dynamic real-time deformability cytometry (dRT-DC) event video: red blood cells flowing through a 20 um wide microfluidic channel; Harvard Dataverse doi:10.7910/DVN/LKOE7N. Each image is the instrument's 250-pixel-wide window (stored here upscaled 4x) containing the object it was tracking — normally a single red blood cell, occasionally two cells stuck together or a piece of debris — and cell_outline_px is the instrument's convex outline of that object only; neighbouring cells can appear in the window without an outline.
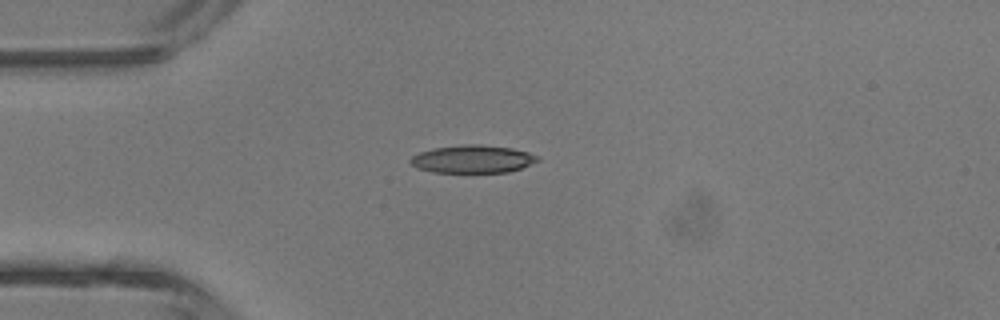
{"species": "common noctule bat (a hibernating species)", "species_latin": "Nyctalus noctula", "temperature_condition": "room temperature", "stored_images_in_passage": 5, "camera_frame_rate_fps": 3000, "um_per_image_px": 0.085, "animal": {"sex": "male", "body_mass_g": 13.3}, "frame": {"image": 1, "passage_image": 4, "time_ms": 3.667, "image_size_px": [1000, 320], "cell_outline_px": [[540, 160], [520, 168], [508, 172], [432, 172], [416, 168], [408, 160], [412, 156], [420, 152], [432, 148], [460, 144], [480, 144], [512, 148], [528, 152], [540, 156]], "centroid_in_image_um": [40.16, 13.51], "position_along_channel_um": 44.8, "area_um2": 20.75}}